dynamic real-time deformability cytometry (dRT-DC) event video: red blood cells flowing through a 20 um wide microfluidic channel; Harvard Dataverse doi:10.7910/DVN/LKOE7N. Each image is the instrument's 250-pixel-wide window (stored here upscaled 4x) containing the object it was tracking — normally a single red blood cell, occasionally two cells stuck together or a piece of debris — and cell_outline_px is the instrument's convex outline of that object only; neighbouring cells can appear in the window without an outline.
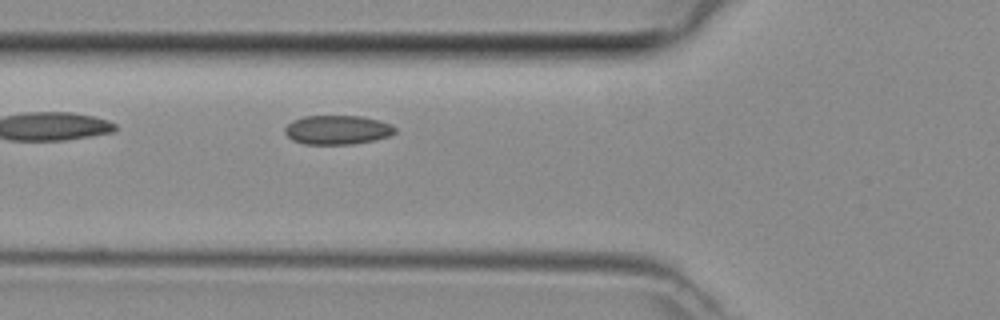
{"species": "common noctule bat (a hibernating species)", "species_latin": "Nyctalus noctula", "temperature_condition": "room temperature", "stored_images_in_passage": 5, "camera_frame_rate_fps": 3000, "um_per_image_px": 0.085, "animal": {"sex": "female", "body_mass_g": 29.2, "forearm_length_mm": 56.3}, "frame": {"image": 1, "passage_image": 5, "time_ms": 1.333, "image_size_px": [1000, 320], "cell_outline_px": [[396, 132], [388, 136], [376, 140], [352, 144], [304, 144], [292, 140], [284, 132], [284, 128], [292, 120], [304, 116], [360, 116], [392, 124], [396, 128]], "centroid_in_image_um": [28.66, 11.04], "position_along_channel_um": 97.1, "area_um2": 18.73}}